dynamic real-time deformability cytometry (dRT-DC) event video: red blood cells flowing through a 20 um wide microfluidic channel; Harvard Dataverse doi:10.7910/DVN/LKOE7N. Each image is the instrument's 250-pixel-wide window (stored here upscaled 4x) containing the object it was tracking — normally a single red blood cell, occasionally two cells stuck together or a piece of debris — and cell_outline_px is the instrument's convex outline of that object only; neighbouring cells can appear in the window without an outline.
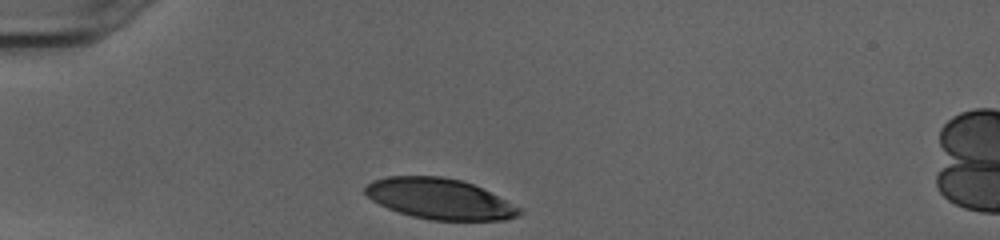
{"species": "human", "species_latin": "Homo sapiens", "temperature_condition": "cold", "stored_images_in_passage": 29, "camera_frame_rate_fps": 3000, "um_per_image_px": 0.085, "donor": {"sex": "female"}, "frame": {"image": 1, "passage_image": 1, "time_ms": 0.0, "image_size_px": [1000, 240], "cell_outline_px": [[524, 212], [516, 216], [504, 220], [432, 220], [412, 216], [388, 208], [372, 200], [364, 192], [364, 188], [372, 180], [388, 176], [440, 176], [460, 180], [472, 184], [524, 208]], "centroid_in_image_um": [37.39, 16.9], "position_along_channel_um": 47.6, "area_um2": 36.41}}
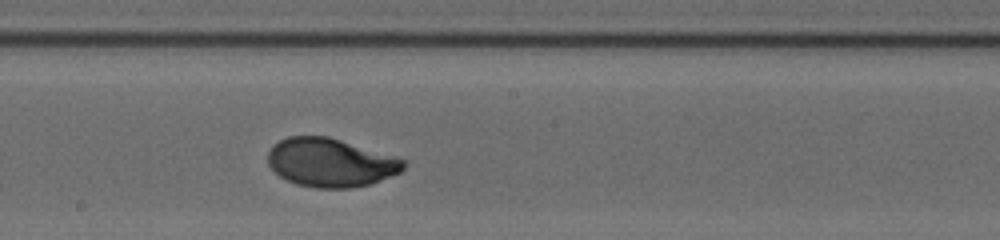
{"frame": {"image": 2, "passage_image": 16, "time_ms": 5.0, "image_size_px": [1000, 240], "cell_outline_px": [[408, 164], [400, 172], [372, 184], [352, 188], [316, 188], [296, 184], [280, 176], [268, 164], [268, 152], [272, 144], [288, 136], [328, 136], [392, 156], [404, 160]], "centroid_in_image_um": [28.08, 13.83], "position_along_channel_um": 220.1, "area_um2": 38.26}}
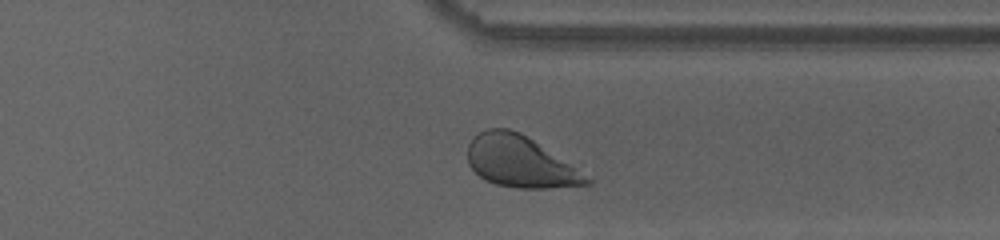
{"frame": {"image": 3, "passage_image": 27, "time_ms": 8.667, "image_size_px": [1000, 240], "cell_outline_px": [[592, 184], [548, 188], [516, 188], [496, 184], [484, 180], [468, 164], [468, 144], [480, 132], [488, 128], [508, 128], [520, 132], [592, 180]], "centroid_in_image_um": [44.15, 13.75], "position_along_channel_um": 367.3, "area_um2": 34.74}, "authors_computed_cell_mechanics": {"area_um2": 38.0902, "velocity_mm_per_s": 4.0013, "shape_relaxation_time_tau1_ms": 2.337, "shape_relaxation_time_tau2_ms": null, "deformation_change_tau1": 0.1557, "deformation_change_tau2": null}}